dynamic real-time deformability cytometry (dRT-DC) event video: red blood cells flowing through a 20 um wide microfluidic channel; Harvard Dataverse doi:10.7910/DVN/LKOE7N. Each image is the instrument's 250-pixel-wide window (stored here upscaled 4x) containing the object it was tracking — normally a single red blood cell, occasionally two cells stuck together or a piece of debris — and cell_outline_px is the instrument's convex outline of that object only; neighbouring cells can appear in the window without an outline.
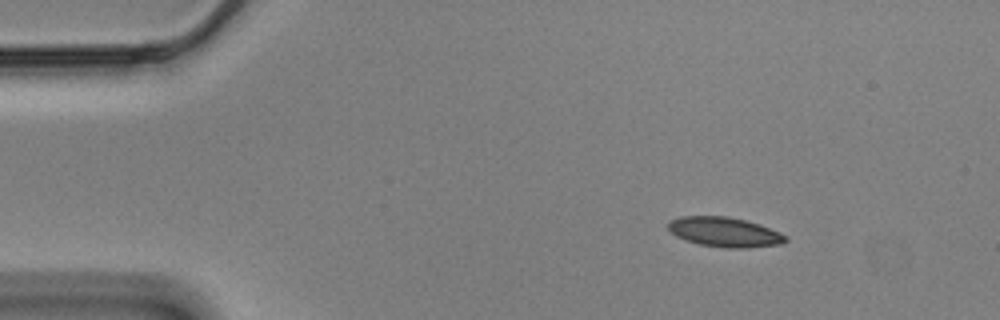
{"species": "Egyptian fruit bat (a non-hibernating species)", "species_latin": "Rousettus aegyptiacus", "temperature_condition": "cold", "stored_images_in_passage": 51, "camera_frame_rate_fps": 3000, "um_per_image_px": 0.085, "animal": {"sex": "male"}, "frame": {"image": 1, "passage_image": 1, "time_ms": 0.0, "image_size_px": [1000, 320], "cell_outline_px": [[788, 240], [780, 244], [748, 248], [728, 248], [700, 244], [684, 240], [676, 236], [668, 228], [668, 220], [680, 216], [728, 216], [760, 224], [780, 232], [788, 236]], "centroid_in_image_um": [61.59, 19.72], "position_along_channel_um": 23.4, "area_um2": 20.46}}
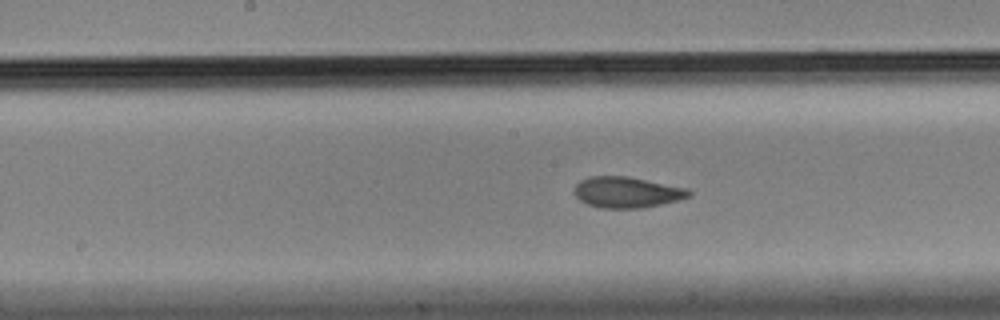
{"frame": {"image": 2, "passage_image": 22, "time_ms": 7.0, "image_size_px": [1000, 320], "cell_outline_px": [[692, 192], [688, 196], [680, 200], [644, 208], [600, 208], [588, 204], [580, 200], [572, 192], [576, 184], [580, 180], [588, 176], [628, 176], [688, 188]], "centroid_in_image_um": [53.27, 16.34], "position_along_channel_um": 194.9, "area_um2": 20.87}}
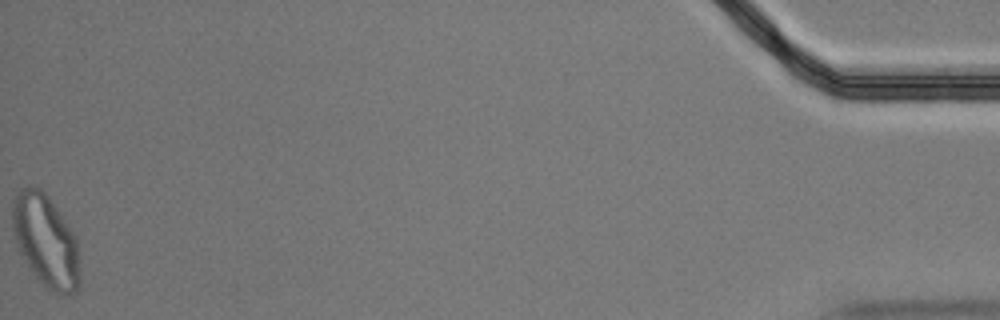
{"frame": {"image": 3, "passage_image": 51, "time_ms": 16.667, "image_size_px": [1000, 320], "cell_outline_px": [[80, 284], [76, 292], [64, 296], [56, 296], [36, 276], [20, 252], [16, 244], [12, 228], [12, 200], [20, 188], [44, 188], [76, 236], [80, 268]], "centroid_in_image_um": [3.91, 20.47], "position_along_channel_um": 431.3, "area_um2": 36.65}, "authors_computed_cell_mechanics": {"area_um2": 20.9814, "velocity_mm_per_s": 3.459, "shape_relaxation_time_tau1_ms": 6.0569, "shape_relaxation_time_tau2_ms": 2.0506, "deformation_change_tau1": 0.1523, "deformation_change_tau2": 0.0589}}